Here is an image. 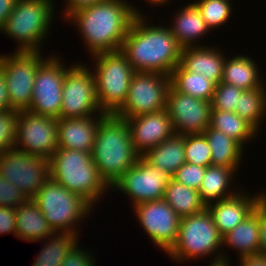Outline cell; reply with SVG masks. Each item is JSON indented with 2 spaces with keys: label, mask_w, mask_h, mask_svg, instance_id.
Wrapping results in <instances>:
<instances>
[{
  "label": "cell",
  "mask_w": 266,
  "mask_h": 266,
  "mask_svg": "<svg viewBox=\"0 0 266 266\" xmlns=\"http://www.w3.org/2000/svg\"><path fill=\"white\" fill-rule=\"evenodd\" d=\"M141 15L147 14L128 0H105L77 9L64 20L77 27L84 48L89 50V56H93L121 51L131 22L135 16Z\"/></svg>",
  "instance_id": "cell-1"
},
{
  "label": "cell",
  "mask_w": 266,
  "mask_h": 266,
  "mask_svg": "<svg viewBox=\"0 0 266 266\" xmlns=\"http://www.w3.org/2000/svg\"><path fill=\"white\" fill-rule=\"evenodd\" d=\"M135 16L123 41L121 52L135 72H158L170 76L180 64L181 47L168 26Z\"/></svg>",
  "instance_id": "cell-2"
},
{
  "label": "cell",
  "mask_w": 266,
  "mask_h": 266,
  "mask_svg": "<svg viewBox=\"0 0 266 266\" xmlns=\"http://www.w3.org/2000/svg\"><path fill=\"white\" fill-rule=\"evenodd\" d=\"M91 156L100 176L110 187L134 166L140 155L132 144L126 119L115 114H104L100 118Z\"/></svg>",
  "instance_id": "cell-3"
},
{
  "label": "cell",
  "mask_w": 266,
  "mask_h": 266,
  "mask_svg": "<svg viewBox=\"0 0 266 266\" xmlns=\"http://www.w3.org/2000/svg\"><path fill=\"white\" fill-rule=\"evenodd\" d=\"M48 161L49 177L92 207L109 193L110 186L100 176L90 152L57 148Z\"/></svg>",
  "instance_id": "cell-4"
},
{
  "label": "cell",
  "mask_w": 266,
  "mask_h": 266,
  "mask_svg": "<svg viewBox=\"0 0 266 266\" xmlns=\"http://www.w3.org/2000/svg\"><path fill=\"white\" fill-rule=\"evenodd\" d=\"M55 3L54 0H18L0 34L17 43L14 51L41 52L56 19L53 17Z\"/></svg>",
  "instance_id": "cell-5"
},
{
  "label": "cell",
  "mask_w": 266,
  "mask_h": 266,
  "mask_svg": "<svg viewBox=\"0 0 266 266\" xmlns=\"http://www.w3.org/2000/svg\"><path fill=\"white\" fill-rule=\"evenodd\" d=\"M221 249L222 236L214 224L211 213L205 208L198 214L180 218L178 237L166 254L177 263L204 260L210 256L213 263L222 261L224 251Z\"/></svg>",
  "instance_id": "cell-6"
},
{
  "label": "cell",
  "mask_w": 266,
  "mask_h": 266,
  "mask_svg": "<svg viewBox=\"0 0 266 266\" xmlns=\"http://www.w3.org/2000/svg\"><path fill=\"white\" fill-rule=\"evenodd\" d=\"M32 199L54 233L79 235V225L95 209L83 197L70 192L50 177Z\"/></svg>",
  "instance_id": "cell-7"
},
{
  "label": "cell",
  "mask_w": 266,
  "mask_h": 266,
  "mask_svg": "<svg viewBox=\"0 0 266 266\" xmlns=\"http://www.w3.org/2000/svg\"><path fill=\"white\" fill-rule=\"evenodd\" d=\"M90 58L95 67L92 72L99 107L105 114H115L127 99L135 71L121 51L98 53Z\"/></svg>",
  "instance_id": "cell-8"
},
{
  "label": "cell",
  "mask_w": 266,
  "mask_h": 266,
  "mask_svg": "<svg viewBox=\"0 0 266 266\" xmlns=\"http://www.w3.org/2000/svg\"><path fill=\"white\" fill-rule=\"evenodd\" d=\"M71 64L63 81L59 119L103 116L105 113L99 107L92 68L84 62Z\"/></svg>",
  "instance_id": "cell-9"
},
{
  "label": "cell",
  "mask_w": 266,
  "mask_h": 266,
  "mask_svg": "<svg viewBox=\"0 0 266 266\" xmlns=\"http://www.w3.org/2000/svg\"><path fill=\"white\" fill-rule=\"evenodd\" d=\"M41 52L0 54V69L5 74L10 109L27 110L32 99L36 71L48 57Z\"/></svg>",
  "instance_id": "cell-10"
},
{
  "label": "cell",
  "mask_w": 266,
  "mask_h": 266,
  "mask_svg": "<svg viewBox=\"0 0 266 266\" xmlns=\"http://www.w3.org/2000/svg\"><path fill=\"white\" fill-rule=\"evenodd\" d=\"M170 76L158 72H135L124 105L115 113L126 119L166 108Z\"/></svg>",
  "instance_id": "cell-11"
},
{
  "label": "cell",
  "mask_w": 266,
  "mask_h": 266,
  "mask_svg": "<svg viewBox=\"0 0 266 266\" xmlns=\"http://www.w3.org/2000/svg\"><path fill=\"white\" fill-rule=\"evenodd\" d=\"M64 63L60 55L53 53L39 65L27 111L59 119L63 81L69 68Z\"/></svg>",
  "instance_id": "cell-12"
},
{
  "label": "cell",
  "mask_w": 266,
  "mask_h": 266,
  "mask_svg": "<svg viewBox=\"0 0 266 266\" xmlns=\"http://www.w3.org/2000/svg\"><path fill=\"white\" fill-rule=\"evenodd\" d=\"M171 178L140 156L134 166L112 184L110 190L124 193L133 207L142 202L163 199Z\"/></svg>",
  "instance_id": "cell-13"
},
{
  "label": "cell",
  "mask_w": 266,
  "mask_h": 266,
  "mask_svg": "<svg viewBox=\"0 0 266 266\" xmlns=\"http://www.w3.org/2000/svg\"><path fill=\"white\" fill-rule=\"evenodd\" d=\"M57 148V118L18 111L14 149L49 159Z\"/></svg>",
  "instance_id": "cell-14"
},
{
  "label": "cell",
  "mask_w": 266,
  "mask_h": 266,
  "mask_svg": "<svg viewBox=\"0 0 266 266\" xmlns=\"http://www.w3.org/2000/svg\"><path fill=\"white\" fill-rule=\"evenodd\" d=\"M0 175L32 199L49 178L48 159L9 149L0 154Z\"/></svg>",
  "instance_id": "cell-15"
},
{
  "label": "cell",
  "mask_w": 266,
  "mask_h": 266,
  "mask_svg": "<svg viewBox=\"0 0 266 266\" xmlns=\"http://www.w3.org/2000/svg\"><path fill=\"white\" fill-rule=\"evenodd\" d=\"M132 208L150 241L167 253L178 237L180 217L164 199L142 202Z\"/></svg>",
  "instance_id": "cell-16"
},
{
  "label": "cell",
  "mask_w": 266,
  "mask_h": 266,
  "mask_svg": "<svg viewBox=\"0 0 266 266\" xmlns=\"http://www.w3.org/2000/svg\"><path fill=\"white\" fill-rule=\"evenodd\" d=\"M166 109L175 134H203L210 126L211 101L181 93L172 85L167 94Z\"/></svg>",
  "instance_id": "cell-17"
},
{
  "label": "cell",
  "mask_w": 266,
  "mask_h": 266,
  "mask_svg": "<svg viewBox=\"0 0 266 266\" xmlns=\"http://www.w3.org/2000/svg\"><path fill=\"white\" fill-rule=\"evenodd\" d=\"M135 151L143 156L175 132L167 109L126 118Z\"/></svg>",
  "instance_id": "cell-18"
},
{
  "label": "cell",
  "mask_w": 266,
  "mask_h": 266,
  "mask_svg": "<svg viewBox=\"0 0 266 266\" xmlns=\"http://www.w3.org/2000/svg\"><path fill=\"white\" fill-rule=\"evenodd\" d=\"M256 194L254 192V195H251V193H247V190L241 188L235 195L206 206L222 237L255 210L256 206L266 196V190L261 191L260 189V192Z\"/></svg>",
  "instance_id": "cell-19"
},
{
  "label": "cell",
  "mask_w": 266,
  "mask_h": 266,
  "mask_svg": "<svg viewBox=\"0 0 266 266\" xmlns=\"http://www.w3.org/2000/svg\"><path fill=\"white\" fill-rule=\"evenodd\" d=\"M208 46L182 48L180 65L188 72L203 74L217 85L222 79L226 50L223 52L220 47Z\"/></svg>",
  "instance_id": "cell-20"
},
{
  "label": "cell",
  "mask_w": 266,
  "mask_h": 266,
  "mask_svg": "<svg viewBox=\"0 0 266 266\" xmlns=\"http://www.w3.org/2000/svg\"><path fill=\"white\" fill-rule=\"evenodd\" d=\"M101 117L58 119V148L91 153Z\"/></svg>",
  "instance_id": "cell-21"
},
{
  "label": "cell",
  "mask_w": 266,
  "mask_h": 266,
  "mask_svg": "<svg viewBox=\"0 0 266 266\" xmlns=\"http://www.w3.org/2000/svg\"><path fill=\"white\" fill-rule=\"evenodd\" d=\"M178 9L177 12L174 11L172 21L167 25L177 43L181 48L203 46V44L200 45V40L212 31L196 5L190 2L181 5Z\"/></svg>",
  "instance_id": "cell-22"
},
{
  "label": "cell",
  "mask_w": 266,
  "mask_h": 266,
  "mask_svg": "<svg viewBox=\"0 0 266 266\" xmlns=\"http://www.w3.org/2000/svg\"><path fill=\"white\" fill-rule=\"evenodd\" d=\"M222 247L224 251L222 261L225 262H230V256L225 252L226 248L236 250L234 252L237 253L238 258L260 253L259 204L245 220L222 237Z\"/></svg>",
  "instance_id": "cell-23"
},
{
  "label": "cell",
  "mask_w": 266,
  "mask_h": 266,
  "mask_svg": "<svg viewBox=\"0 0 266 266\" xmlns=\"http://www.w3.org/2000/svg\"><path fill=\"white\" fill-rule=\"evenodd\" d=\"M227 55L223 66L221 82L234 85L243 90L262 87L266 81L254 58L246 54ZM260 73V74H259Z\"/></svg>",
  "instance_id": "cell-24"
},
{
  "label": "cell",
  "mask_w": 266,
  "mask_h": 266,
  "mask_svg": "<svg viewBox=\"0 0 266 266\" xmlns=\"http://www.w3.org/2000/svg\"><path fill=\"white\" fill-rule=\"evenodd\" d=\"M237 172L224 166H208L204 173L201 186L198 190L201 201L207 206L235 195L239 190L234 185ZM234 177V179H233ZM233 181V182H232ZM233 184V186L231 185Z\"/></svg>",
  "instance_id": "cell-25"
},
{
  "label": "cell",
  "mask_w": 266,
  "mask_h": 266,
  "mask_svg": "<svg viewBox=\"0 0 266 266\" xmlns=\"http://www.w3.org/2000/svg\"><path fill=\"white\" fill-rule=\"evenodd\" d=\"M54 232L33 199L16 208V238L27 242H38L52 236Z\"/></svg>",
  "instance_id": "cell-26"
},
{
  "label": "cell",
  "mask_w": 266,
  "mask_h": 266,
  "mask_svg": "<svg viewBox=\"0 0 266 266\" xmlns=\"http://www.w3.org/2000/svg\"><path fill=\"white\" fill-rule=\"evenodd\" d=\"M211 150L212 166H224L237 173L243 161L244 148L234 139L210 126L203 133ZM240 166V167H239Z\"/></svg>",
  "instance_id": "cell-27"
},
{
  "label": "cell",
  "mask_w": 266,
  "mask_h": 266,
  "mask_svg": "<svg viewBox=\"0 0 266 266\" xmlns=\"http://www.w3.org/2000/svg\"><path fill=\"white\" fill-rule=\"evenodd\" d=\"M148 163L171 177L186 163L184 136L174 134L142 156Z\"/></svg>",
  "instance_id": "cell-28"
},
{
  "label": "cell",
  "mask_w": 266,
  "mask_h": 266,
  "mask_svg": "<svg viewBox=\"0 0 266 266\" xmlns=\"http://www.w3.org/2000/svg\"><path fill=\"white\" fill-rule=\"evenodd\" d=\"M210 127L236 140L244 149L248 142L259 135L248 122L235 112L211 110Z\"/></svg>",
  "instance_id": "cell-29"
},
{
  "label": "cell",
  "mask_w": 266,
  "mask_h": 266,
  "mask_svg": "<svg viewBox=\"0 0 266 266\" xmlns=\"http://www.w3.org/2000/svg\"><path fill=\"white\" fill-rule=\"evenodd\" d=\"M80 235L71 233H54L39 242H43V248L34 258L31 266H61L69 251L80 241Z\"/></svg>",
  "instance_id": "cell-30"
},
{
  "label": "cell",
  "mask_w": 266,
  "mask_h": 266,
  "mask_svg": "<svg viewBox=\"0 0 266 266\" xmlns=\"http://www.w3.org/2000/svg\"><path fill=\"white\" fill-rule=\"evenodd\" d=\"M181 218L202 212L206 205L201 201L199 192L183 185L173 178L165 189L163 198Z\"/></svg>",
  "instance_id": "cell-31"
},
{
  "label": "cell",
  "mask_w": 266,
  "mask_h": 266,
  "mask_svg": "<svg viewBox=\"0 0 266 266\" xmlns=\"http://www.w3.org/2000/svg\"><path fill=\"white\" fill-rule=\"evenodd\" d=\"M170 79L177 91L206 101L212 100L216 84L203 74L188 72L179 64L173 69Z\"/></svg>",
  "instance_id": "cell-32"
},
{
  "label": "cell",
  "mask_w": 266,
  "mask_h": 266,
  "mask_svg": "<svg viewBox=\"0 0 266 266\" xmlns=\"http://www.w3.org/2000/svg\"><path fill=\"white\" fill-rule=\"evenodd\" d=\"M235 113L260 133L261 124L266 119V83L259 88L244 90L239 96Z\"/></svg>",
  "instance_id": "cell-33"
},
{
  "label": "cell",
  "mask_w": 266,
  "mask_h": 266,
  "mask_svg": "<svg viewBox=\"0 0 266 266\" xmlns=\"http://www.w3.org/2000/svg\"><path fill=\"white\" fill-rule=\"evenodd\" d=\"M231 1L233 0H195L193 3L200 11L209 29L213 31L220 29L230 21L234 6Z\"/></svg>",
  "instance_id": "cell-34"
},
{
  "label": "cell",
  "mask_w": 266,
  "mask_h": 266,
  "mask_svg": "<svg viewBox=\"0 0 266 266\" xmlns=\"http://www.w3.org/2000/svg\"><path fill=\"white\" fill-rule=\"evenodd\" d=\"M184 149L186 163L212 165L211 150L204 134L184 135Z\"/></svg>",
  "instance_id": "cell-35"
},
{
  "label": "cell",
  "mask_w": 266,
  "mask_h": 266,
  "mask_svg": "<svg viewBox=\"0 0 266 266\" xmlns=\"http://www.w3.org/2000/svg\"><path fill=\"white\" fill-rule=\"evenodd\" d=\"M243 91L242 88L220 82L215 86L211 100V110L235 112V107L238 106L239 96H241Z\"/></svg>",
  "instance_id": "cell-36"
},
{
  "label": "cell",
  "mask_w": 266,
  "mask_h": 266,
  "mask_svg": "<svg viewBox=\"0 0 266 266\" xmlns=\"http://www.w3.org/2000/svg\"><path fill=\"white\" fill-rule=\"evenodd\" d=\"M18 111H0V154L14 148Z\"/></svg>",
  "instance_id": "cell-37"
},
{
  "label": "cell",
  "mask_w": 266,
  "mask_h": 266,
  "mask_svg": "<svg viewBox=\"0 0 266 266\" xmlns=\"http://www.w3.org/2000/svg\"><path fill=\"white\" fill-rule=\"evenodd\" d=\"M205 171L206 167L192 163H185L176 171L172 178L177 182L198 191Z\"/></svg>",
  "instance_id": "cell-38"
},
{
  "label": "cell",
  "mask_w": 266,
  "mask_h": 266,
  "mask_svg": "<svg viewBox=\"0 0 266 266\" xmlns=\"http://www.w3.org/2000/svg\"><path fill=\"white\" fill-rule=\"evenodd\" d=\"M28 200L26 195L0 175V206L18 208Z\"/></svg>",
  "instance_id": "cell-39"
},
{
  "label": "cell",
  "mask_w": 266,
  "mask_h": 266,
  "mask_svg": "<svg viewBox=\"0 0 266 266\" xmlns=\"http://www.w3.org/2000/svg\"><path fill=\"white\" fill-rule=\"evenodd\" d=\"M78 244L69 251L61 266H97L93 251L79 247L81 245Z\"/></svg>",
  "instance_id": "cell-40"
},
{
  "label": "cell",
  "mask_w": 266,
  "mask_h": 266,
  "mask_svg": "<svg viewBox=\"0 0 266 266\" xmlns=\"http://www.w3.org/2000/svg\"><path fill=\"white\" fill-rule=\"evenodd\" d=\"M10 233L16 235V208L0 206V236Z\"/></svg>",
  "instance_id": "cell-41"
},
{
  "label": "cell",
  "mask_w": 266,
  "mask_h": 266,
  "mask_svg": "<svg viewBox=\"0 0 266 266\" xmlns=\"http://www.w3.org/2000/svg\"><path fill=\"white\" fill-rule=\"evenodd\" d=\"M260 253L266 255V196L259 203Z\"/></svg>",
  "instance_id": "cell-42"
},
{
  "label": "cell",
  "mask_w": 266,
  "mask_h": 266,
  "mask_svg": "<svg viewBox=\"0 0 266 266\" xmlns=\"http://www.w3.org/2000/svg\"><path fill=\"white\" fill-rule=\"evenodd\" d=\"M105 0H64L65 4H63V8H65L62 13L61 11V17L64 20L70 13L76 11L77 9L86 7V6H90V5H94L96 3L102 2Z\"/></svg>",
  "instance_id": "cell-43"
},
{
  "label": "cell",
  "mask_w": 266,
  "mask_h": 266,
  "mask_svg": "<svg viewBox=\"0 0 266 266\" xmlns=\"http://www.w3.org/2000/svg\"><path fill=\"white\" fill-rule=\"evenodd\" d=\"M239 266H266V255L263 253H256L248 256H241L238 258Z\"/></svg>",
  "instance_id": "cell-44"
},
{
  "label": "cell",
  "mask_w": 266,
  "mask_h": 266,
  "mask_svg": "<svg viewBox=\"0 0 266 266\" xmlns=\"http://www.w3.org/2000/svg\"><path fill=\"white\" fill-rule=\"evenodd\" d=\"M10 109L9 94L4 72L0 69V111Z\"/></svg>",
  "instance_id": "cell-45"
},
{
  "label": "cell",
  "mask_w": 266,
  "mask_h": 266,
  "mask_svg": "<svg viewBox=\"0 0 266 266\" xmlns=\"http://www.w3.org/2000/svg\"><path fill=\"white\" fill-rule=\"evenodd\" d=\"M18 0H0V30L6 24V20L12 13Z\"/></svg>",
  "instance_id": "cell-46"
},
{
  "label": "cell",
  "mask_w": 266,
  "mask_h": 266,
  "mask_svg": "<svg viewBox=\"0 0 266 266\" xmlns=\"http://www.w3.org/2000/svg\"><path fill=\"white\" fill-rule=\"evenodd\" d=\"M144 1H146V2L148 3V5L150 4L149 6L152 5L151 7H153V6H155V7H156V6H157V7H160V6H161V7H162L163 4H164V5H165V4L168 5L167 2L169 3V2H171L172 0H144Z\"/></svg>",
  "instance_id": "cell-47"
},
{
  "label": "cell",
  "mask_w": 266,
  "mask_h": 266,
  "mask_svg": "<svg viewBox=\"0 0 266 266\" xmlns=\"http://www.w3.org/2000/svg\"><path fill=\"white\" fill-rule=\"evenodd\" d=\"M209 266H232L231 261L230 262H225V261H218V262H209Z\"/></svg>",
  "instance_id": "cell-48"
}]
</instances>
